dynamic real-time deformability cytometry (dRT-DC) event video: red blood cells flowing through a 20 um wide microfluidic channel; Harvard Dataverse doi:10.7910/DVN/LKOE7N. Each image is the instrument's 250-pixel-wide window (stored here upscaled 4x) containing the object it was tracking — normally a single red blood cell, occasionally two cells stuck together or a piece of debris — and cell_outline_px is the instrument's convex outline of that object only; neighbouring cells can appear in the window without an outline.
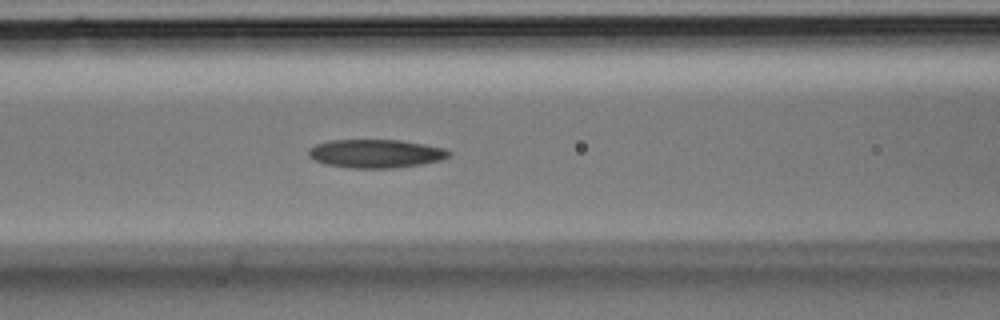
{"species": "Egyptian fruit bat (a non-hibernating species)", "species_latin": "Rousettus aegyptiacus", "temperature_condition": "room temperature", "stored_images_in_passage": 33, "camera_frame_rate_fps": 3000, "um_per_image_px": 0.085, "animal": {"sex": "male"}, "frame": {"image": 1, "passage_image": 11, "time_ms": 3.333, "image_size_px": [1000, 320], "cell_outline_px": [[452, 156], [440, 160], [420, 164], [392, 168], [348, 168], [328, 164], [316, 160], [308, 156], [308, 148], [316, 144], [328, 140], [400, 140], [424, 144], [444, 148], [452, 152]], "centroid_in_image_um": [31.95, 13.05], "position_along_channel_um": 134.7, "area_um2": 23.29}}
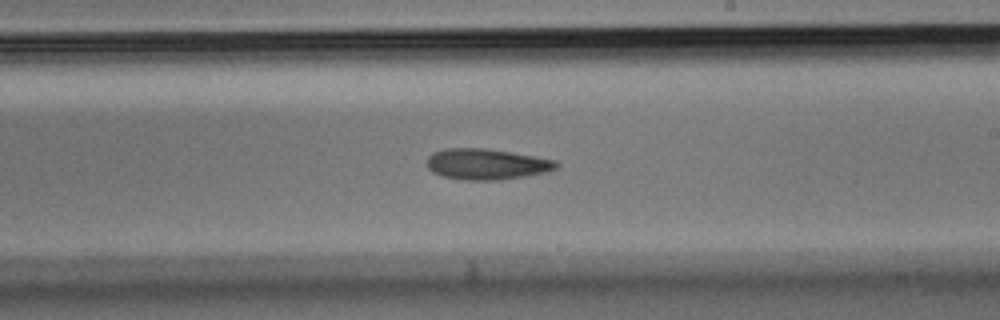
{"frame": {"image": 2, "passage_image": 17, "time_ms": 5.333, "image_size_px": [1000, 320], "cell_outline_px": [[560, 164], [556, 168], [548, 172], [500, 180], [468, 180], [444, 176], [432, 172], [428, 168], [428, 156], [432, 152], [444, 148], [488, 148], [536, 156], [556, 160]], "centroid_in_image_um": [41.38, 13.94], "position_along_channel_um": 247.6, "area_um2": 23.41}}
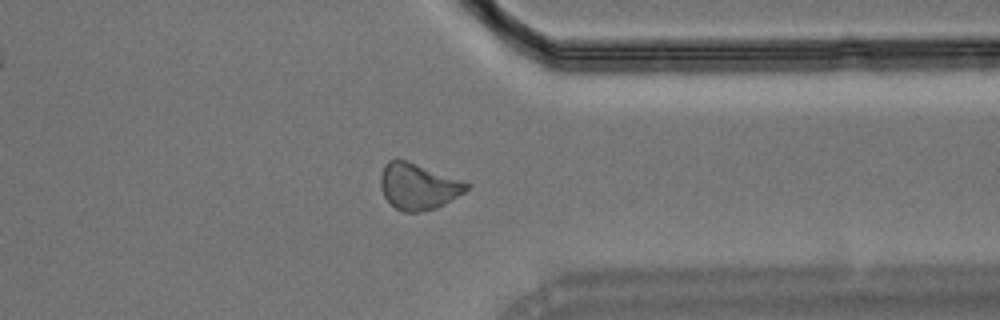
{"frame": {"image": 3, "passage_image": 24, "time_ms": 7.667, "image_size_px": [1000, 320], "cell_outline_px": [[468, 188], [464, 192], [444, 204], [436, 208], [416, 212], [404, 212], [396, 208], [384, 196], [380, 184], [380, 176], [384, 164], [388, 160], [396, 156], [460, 180], [468, 184]], "centroid_in_image_um": [35.48, 15.82], "position_along_channel_um": 375.9, "area_um2": 22.95}}